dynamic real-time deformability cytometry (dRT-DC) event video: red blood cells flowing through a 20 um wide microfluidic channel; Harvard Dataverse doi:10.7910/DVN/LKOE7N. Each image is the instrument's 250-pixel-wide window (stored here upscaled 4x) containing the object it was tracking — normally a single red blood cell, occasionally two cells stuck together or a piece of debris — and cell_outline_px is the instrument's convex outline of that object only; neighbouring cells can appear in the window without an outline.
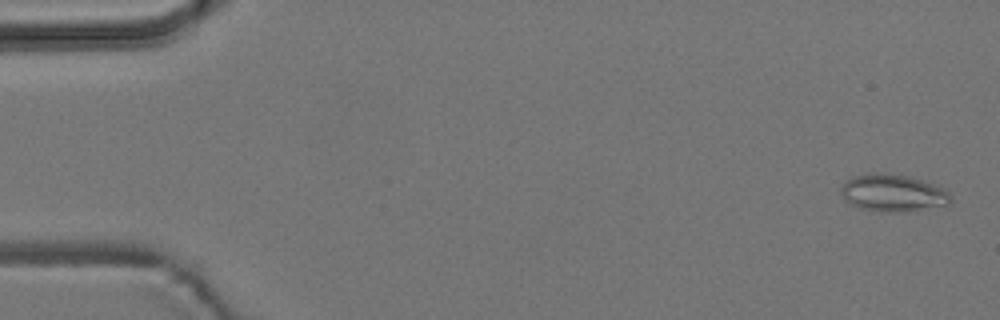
{"species": "common noctule bat (a hibernating species)", "species_latin": "Nyctalus noctula", "temperature_condition": "room temperature", "stored_images_in_passage": 4, "camera_frame_rate_fps": 3000, "um_per_image_px": 0.085, "animal": {"sex": "male", "body_mass_g": 19.2, "forearm_length_mm": 51.8}, "frame": {"image": 1, "passage_image": 1, "time_ms": 0.0, "image_size_px": [1000, 320], "cell_outline_px": [[952, 200], [948, 204], [916, 208], [880, 212], [860, 208], [848, 204], [844, 200], [840, 192], [840, 188], [852, 176], [872, 172], [876, 172], [908, 176], [944, 188], [948, 192]], "centroid_in_image_um": [75.8, 16.37], "position_along_channel_um": 9.2, "area_um2": 23.18}}